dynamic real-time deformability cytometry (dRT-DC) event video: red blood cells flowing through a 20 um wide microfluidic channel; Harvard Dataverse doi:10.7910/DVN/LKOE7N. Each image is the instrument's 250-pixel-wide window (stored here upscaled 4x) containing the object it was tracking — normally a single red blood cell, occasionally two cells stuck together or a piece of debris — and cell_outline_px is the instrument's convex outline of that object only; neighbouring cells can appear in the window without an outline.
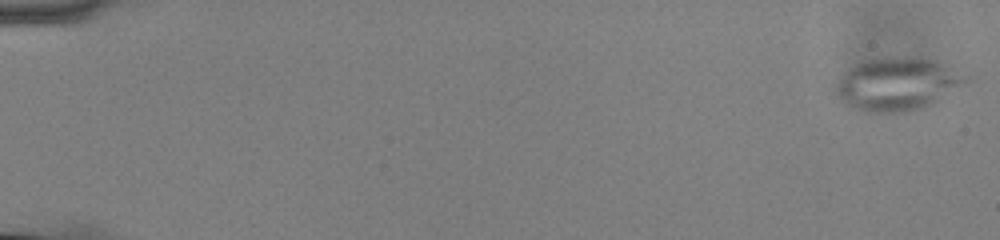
{"species": "common noctule bat (a hibernating species)", "species_latin": "Nyctalus noctula", "temperature_condition": "cold", "stored_images_in_passage": 56, "camera_frame_rate_fps": 3000, "um_per_image_px": 0.085, "animal": {"sex": "male", "body_mass_g": 13.0, "forearm_length_mm": 53.1}, "frame": {"image": 1, "passage_image": 1, "time_ms": 0.0, "image_size_px": [1000, 240], "cell_outline_px": [[976, 76], [968, 84], [920, 108], [908, 112], [868, 112], [856, 108], [848, 104], [840, 96], [836, 88], [844, 72], [848, 68], [856, 64], [868, 60], [884, 56], [916, 56]], "centroid_in_image_um": [76.38, 7.11], "position_along_channel_um": 8.6, "area_um2": 39.82}}
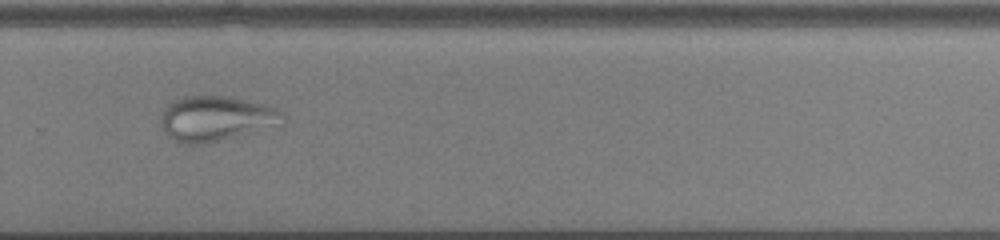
{"frame": {"image": 2, "passage_image": 40, "time_ms": 13.0, "image_size_px": [1000, 240], "cell_outline_px": [[284, 128], [220, 140], [196, 144], [180, 144], [168, 136], [160, 120], [160, 116], [164, 108], [168, 104], [184, 96], [228, 96], [264, 104], [276, 108], [284, 112]], "centroid_in_image_um": [18.49, 10.1], "position_along_channel_um": 311.3, "area_um2": 32.83}}
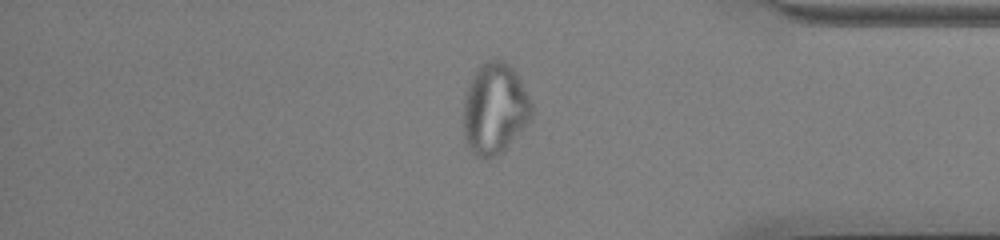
{"frame": {"image": 3, "passage_image": 48, "time_ms": 15.667, "image_size_px": [1000, 240], "cell_outline_px": [[536, 112], [504, 152], [500, 156], [488, 160], [476, 156], [468, 148], [464, 140], [464, 92], [472, 76], [480, 64], [488, 60], [504, 60], [516, 72]], "centroid_in_image_um": [42.05, 9.28], "position_along_channel_um": 393.2, "area_um2": 36.88}}